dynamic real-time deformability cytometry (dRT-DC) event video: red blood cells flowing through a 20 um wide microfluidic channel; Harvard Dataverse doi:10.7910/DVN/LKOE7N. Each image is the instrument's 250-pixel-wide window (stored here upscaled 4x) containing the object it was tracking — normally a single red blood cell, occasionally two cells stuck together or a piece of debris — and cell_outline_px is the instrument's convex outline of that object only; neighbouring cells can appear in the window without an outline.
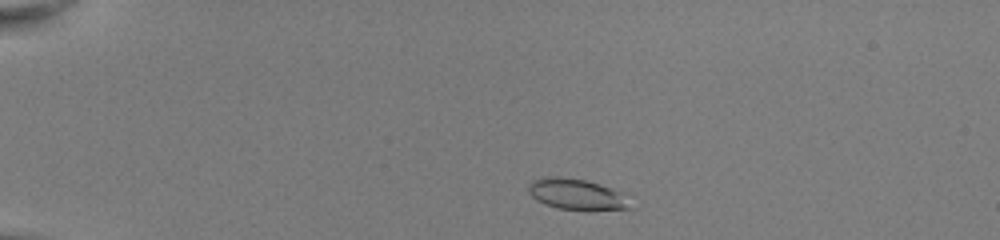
{"species": "common noctule bat (a hibernating species)", "species_latin": "Nyctalus noctula", "temperature_condition": "room temperature", "stored_images_in_passage": 43, "camera_frame_rate_fps": 3000, "um_per_image_px": 0.085, "animal": {"sex": "female", "body_mass_g": 22.0, "forearm_length_mm": 56.7}, "frame": {"image": 1, "passage_image": 3, "time_ms": 0.667, "image_size_px": [1000, 240], "cell_outline_px": [[628, 208], [588, 212], [556, 208], [536, 200], [528, 192], [528, 184], [532, 180], [544, 176], [560, 176], [584, 180], [600, 184], [620, 192], [628, 204]], "centroid_in_image_um": [48.93, 16.53], "position_along_channel_um": 36.1, "area_um2": 18.5}}
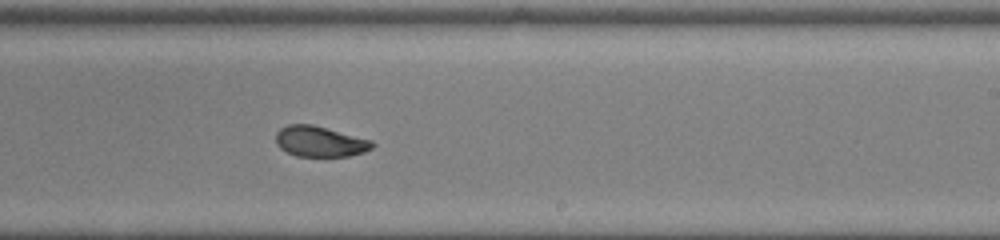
{"frame": {"image": 2, "passage_image": 25, "time_ms": 8.0, "image_size_px": [1000, 240], "cell_outline_px": [[376, 144], [372, 148], [364, 152], [348, 156], [296, 156], [280, 148], [276, 144], [276, 132], [280, 128], [288, 124], [312, 124], [372, 140]], "centroid_in_image_um": [27.19, 12.02], "position_along_channel_um": 261.8, "area_um2": 17.22}}
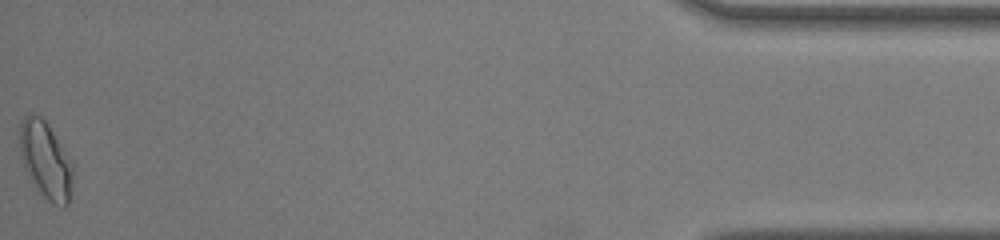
{"frame": {"image": 3, "passage_image": 43, "time_ms": 14.0, "image_size_px": [1000, 240], "cell_outline_px": [[72, 180], [68, 204], [64, 208], [52, 204], [36, 192], [24, 168], [20, 156], [20, 124], [24, 116], [40, 116], [48, 124], [72, 164]], "centroid_in_image_um": [3.85, 13.69], "position_along_channel_um": 431.3, "area_um2": 23.76}, "authors_computed_cell_mechanics": {"area_um2": 17.9758, "velocity_mm_per_s": 4.0394, "shape_relaxation_time_tau1_ms": 7.258, "shape_relaxation_time_tau2_ms": 1.1621, "deformation_change_tau1": 0.1803, "deformation_change_tau2": 0.0594}}